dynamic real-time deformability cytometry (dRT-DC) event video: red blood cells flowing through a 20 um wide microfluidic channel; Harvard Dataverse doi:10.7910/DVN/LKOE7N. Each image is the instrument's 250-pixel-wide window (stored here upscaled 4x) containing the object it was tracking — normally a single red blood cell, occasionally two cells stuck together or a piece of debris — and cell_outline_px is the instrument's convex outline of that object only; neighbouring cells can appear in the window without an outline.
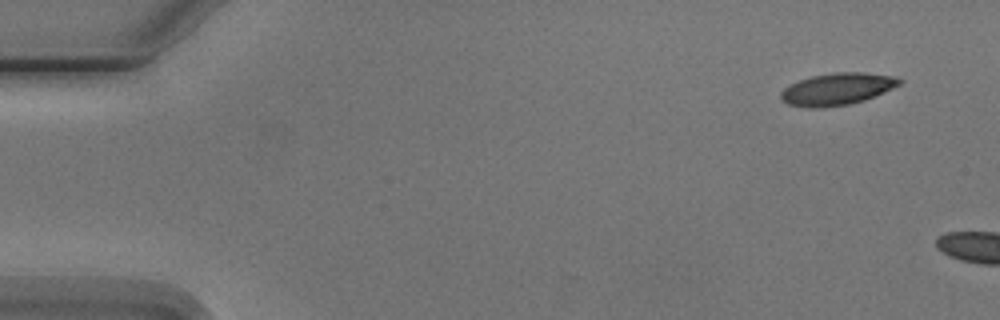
{"species": "Egyptian fruit bat (a non-hibernating species)", "species_latin": "Rousettus aegyptiacus", "temperature_condition": "cold", "stored_images_in_passage": 3, "camera_frame_rate_fps": 3000, "um_per_image_px": 0.085, "animal": {"sex": "male"}, "frame": {"image": 1, "passage_image": 1, "time_ms": 0.0, "image_size_px": [1000, 320], "cell_outline_px": [[904, 80], [900, 84], [884, 92], [864, 100], [848, 104], [816, 108], [812, 108], [788, 104], [780, 100], [780, 92], [784, 88], [800, 80], [812, 76], [832, 72], [864, 72], [896, 76]], "centroid_in_image_um": [71.17, 7.55], "position_along_channel_um": 13.8, "area_um2": 22.08}}